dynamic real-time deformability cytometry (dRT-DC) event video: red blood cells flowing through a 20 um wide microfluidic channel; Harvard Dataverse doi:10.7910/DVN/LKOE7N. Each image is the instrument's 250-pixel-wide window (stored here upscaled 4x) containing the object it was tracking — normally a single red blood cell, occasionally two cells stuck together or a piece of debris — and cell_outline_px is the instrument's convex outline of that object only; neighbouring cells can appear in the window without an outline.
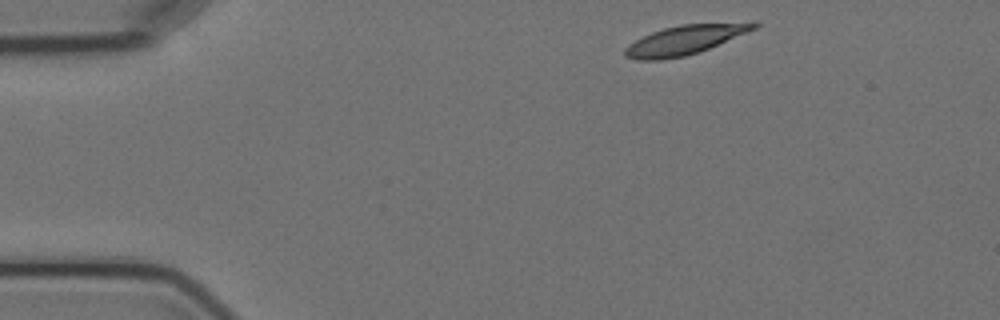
{"species": "Egyptian fruit bat (a non-hibernating species)", "species_latin": "Rousettus aegyptiacus", "temperature_condition": "cold", "stored_images_in_passage": 4, "camera_frame_rate_fps": 3000, "um_per_image_px": 0.085, "animal": {"sex": "female"}, "frame": {"image": 1, "passage_image": 1, "time_ms": 0.0, "image_size_px": [1000, 320], "cell_outline_px": [[760, 24], [756, 28], [708, 48], [684, 56], [660, 60], [636, 60], [624, 56], [624, 48], [628, 44], [652, 32], [664, 28], [680, 24], [752, 20], [756, 20]], "centroid_in_image_um": [58.26, 3.35], "position_along_channel_um": 26.7, "area_um2": 22.25}}
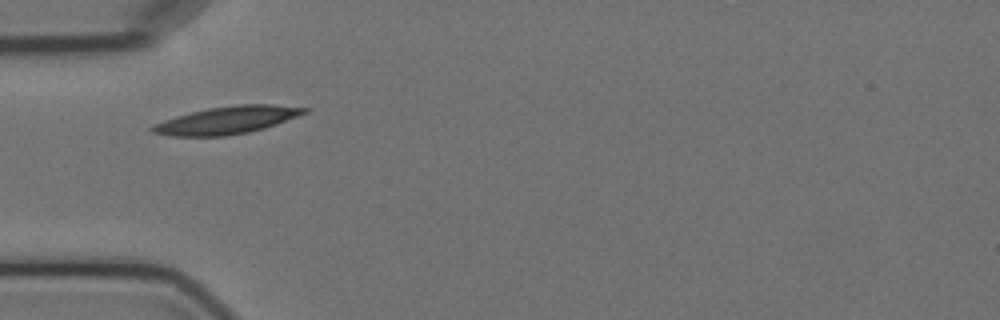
{"frame": {"image": 2, "passage_image": 3, "time_ms": 3.0, "image_size_px": [1000, 320], "cell_outline_px": [[312, 108], [308, 112], [276, 124], [264, 128], [248, 132], [224, 136], [172, 136], [152, 132], [148, 128], [152, 124], [176, 116], [208, 108], [240, 104], [272, 104]], "centroid_in_image_um": [19.3, 10.21], "position_along_channel_um": 65.7, "area_um2": 24.33}}
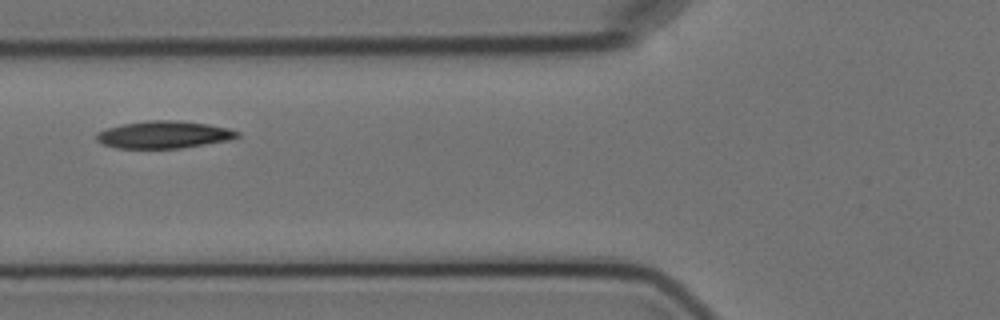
{"frame": {"image": 3, "passage_image": 4, "time_ms": 4.333, "image_size_px": [1000, 320], "cell_outline_px": [[240, 136], [228, 140], [180, 148], [116, 148], [104, 144], [96, 140], [96, 132], [108, 128], [124, 124], [148, 120], [176, 120], [208, 124], [228, 128], [240, 132]], "centroid_in_image_um": [13.92, 11.44], "position_along_channel_um": 111.9, "area_um2": 22.25}}